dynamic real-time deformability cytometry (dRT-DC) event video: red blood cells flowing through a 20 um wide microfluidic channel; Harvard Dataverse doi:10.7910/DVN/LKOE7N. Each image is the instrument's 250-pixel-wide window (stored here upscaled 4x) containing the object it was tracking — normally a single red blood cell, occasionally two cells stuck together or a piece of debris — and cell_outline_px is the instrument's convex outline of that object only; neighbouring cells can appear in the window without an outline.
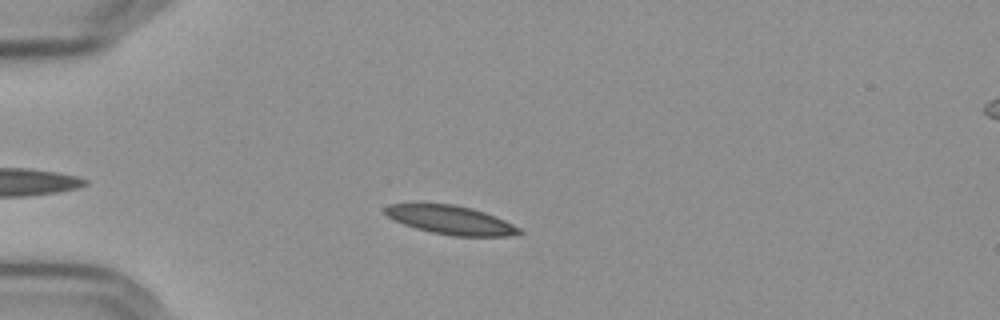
{"species": "Egyptian fruit bat (a non-hibernating species)", "species_latin": "Rousettus aegyptiacus", "temperature_condition": "cold", "stored_images_in_passage": 39, "camera_frame_rate_fps": 3000, "um_per_image_px": 0.085, "frame": {"image": 1, "passage_image": 9, "time_ms": 2.667, "image_size_px": [1000, 320], "cell_outline_px": [[524, 232], [508, 236], [452, 236], [432, 232], [416, 228], [404, 224], [388, 216], [384, 212], [384, 208], [388, 204], [452, 204], [472, 208], [484, 212], [504, 220], [520, 228]], "centroid_in_image_um": [38.33, 18.7], "position_along_channel_um": 46.7, "area_um2": 22.14}}
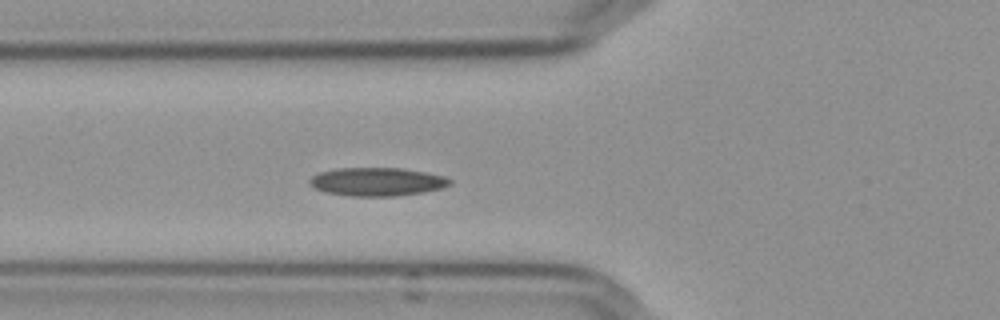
{"frame": {"image": 2, "passage_image": 15, "time_ms": 4.667, "image_size_px": [1000, 320], "cell_outline_px": [[452, 184], [440, 188], [420, 192], [396, 196], [352, 196], [324, 192], [312, 188], [308, 184], [308, 180], [312, 176], [320, 172], [336, 168], [400, 168], [424, 172], [444, 176], [452, 180]], "centroid_in_image_um": [31.99, 15.45], "position_along_channel_um": 93.8, "area_um2": 23.18}}
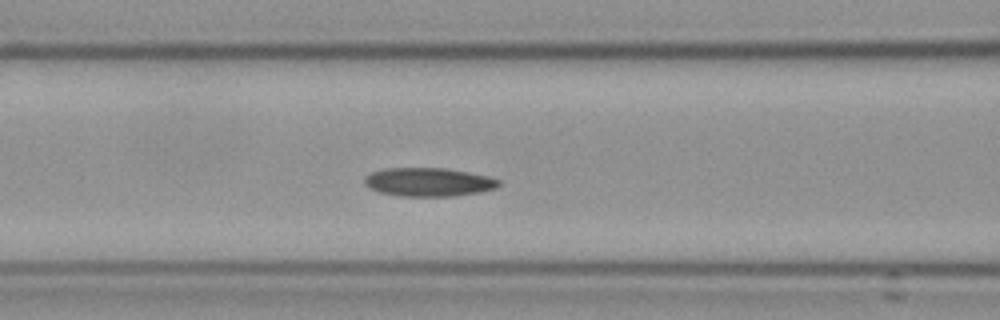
{"frame": {"image": 3, "passage_image": 18, "time_ms": 5.667, "image_size_px": [1000, 320], "cell_outline_px": [[500, 184], [496, 188], [476, 192], [452, 196], [400, 196], [380, 192], [368, 188], [364, 184], [364, 176], [372, 172], [384, 168], [444, 168], [468, 172], [488, 176], [500, 180]], "centroid_in_image_um": [36.38, 15.47], "position_along_channel_um": 130.2, "area_um2": 22.31}, "authors_computed_cell_mechanics": {"area_um2": 22.1374, "velocity_mm_per_s": 3.5821, "shape_relaxation_time_tau1_ms": null, "shape_relaxation_time_tau2_ms": 7.414, "deformation_change_tau1": null, "deformation_change_tau2": 0.1165}}